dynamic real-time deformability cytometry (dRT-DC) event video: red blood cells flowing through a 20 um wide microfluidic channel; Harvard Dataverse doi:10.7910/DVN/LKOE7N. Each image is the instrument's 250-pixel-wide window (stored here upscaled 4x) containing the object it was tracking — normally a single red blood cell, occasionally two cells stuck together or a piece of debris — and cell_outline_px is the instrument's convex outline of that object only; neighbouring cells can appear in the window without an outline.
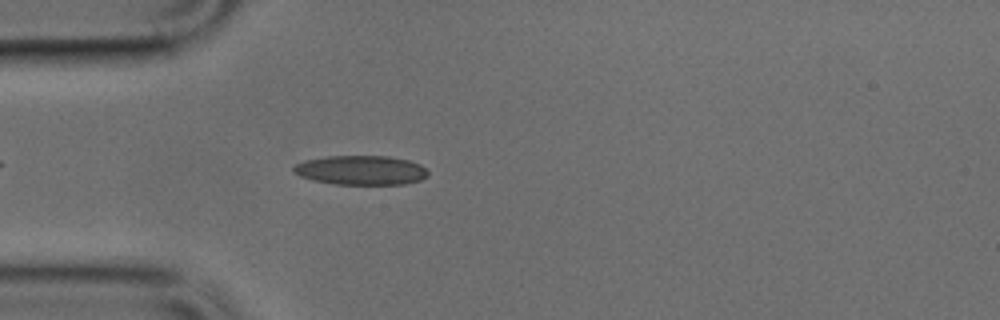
{"species": "common noctule bat (a hibernating species)", "species_latin": "Nyctalus noctula", "temperature_condition": "cold", "stored_images_in_passage": 43, "camera_frame_rate_fps": 3000, "um_per_image_px": 0.085, "animal": {"sex": "male", "body_mass_g": 17.9, "forearm_length_mm": 54.2}, "frame": {"image": 1, "passage_image": 7, "time_ms": 2.0, "image_size_px": [1000, 320], "cell_outline_px": [[428, 176], [420, 180], [404, 184], [332, 184], [312, 180], [300, 176], [292, 172], [292, 168], [296, 164], [304, 160], [328, 156], [388, 156], [408, 160], [420, 164], [428, 172]], "centroid_in_image_um": [30.65, 14.47], "position_along_channel_um": 54.3, "area_um2": 23.06}}
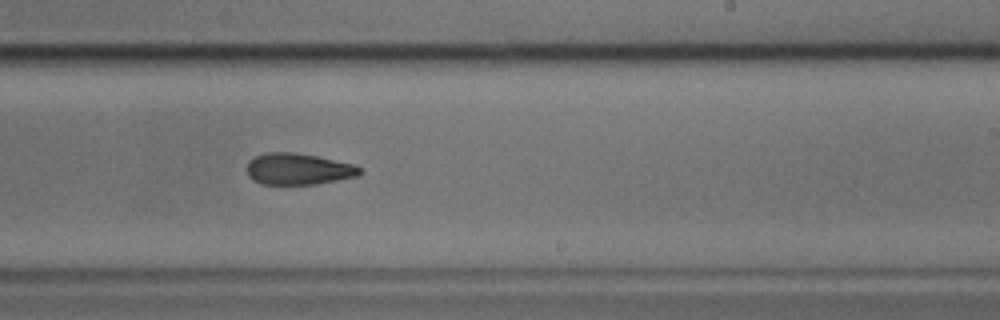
{"frame": {"image": 2, "passage_image": 23, "time_ms": 7.333, "image_size_px": [1000, 320], "cell_outline_px": [[364, 172], [356, 176], [316, 184], [260, 184], [252, 180], [248, 176], [248, 160], [256, 156], [268, 152], [292, 152], [316, 156], [352, 164], [360, 168]], "centroid_in_image_um": [25.32, 14.37], "position_along_channel_um": 263.7, "area_um2": 20.52}}
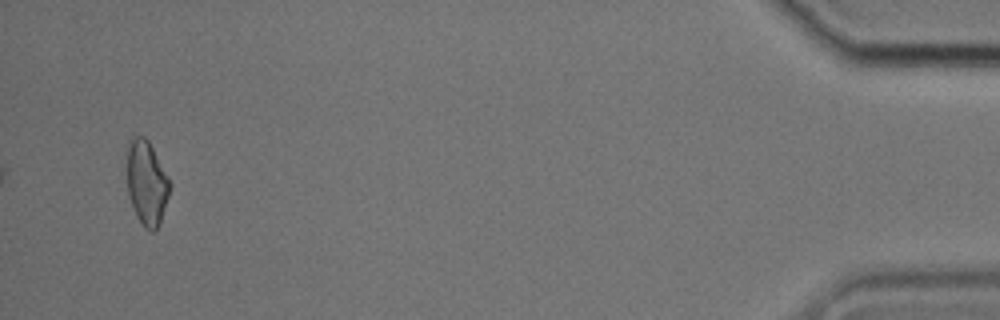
{"frame": {"image": 3, "passage_image": 41, "time_ms": 13.333, "image_size_px": [1000, 320], "cell_outline_px": [[172, 184], [160, 220], [156, 228], [152, 232], [148, 232], [144, 228], [136, 216], [128, 196], [128, 140], [132, 132], [144, 136], [148, 140], [168, 176]], "centroid_in_image_um": [12.45, 15.5], "position_along_channel_um": 422.7, "area_um2": 21.15}}